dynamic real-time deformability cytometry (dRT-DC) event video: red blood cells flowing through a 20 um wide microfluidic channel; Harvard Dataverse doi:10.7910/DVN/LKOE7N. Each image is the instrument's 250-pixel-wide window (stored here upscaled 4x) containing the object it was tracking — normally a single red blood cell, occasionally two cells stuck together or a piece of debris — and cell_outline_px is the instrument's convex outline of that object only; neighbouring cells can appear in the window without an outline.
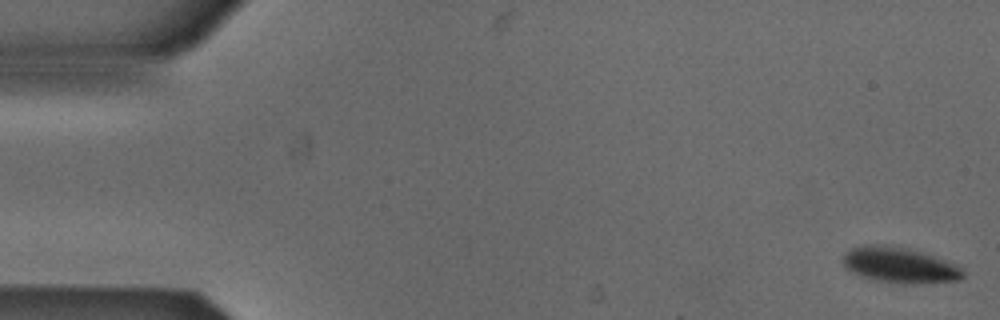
{"species": "Egyptian fruit bat (a non-hibernating species)", "species_latin": "Rousettus aegyptiacus", "temperature_condition": "cold", "stored_images_in_passage": 5, "camera_frame_rate_fps": 3000, "um_per_image_px": 0.085, "animal": {"sex": "male"}, "frame": {"image": 1, "passage_image": 1, "time_ms": 0.0, "image_size_px": [1000, 320], "cell_outline_px": [[964, 276], [960, 280], [912, 284], [900, 284], [876, 280], [852, 272], [844, 268], [844, 252], [852, 248], [864, 244], [888, 244], [908, 248], [956, 264], [964, 268]], "centroid_in_image_um": [76.47, 22.53], "position_along_channel_um": 8.5, "area_um2": 25.03}}
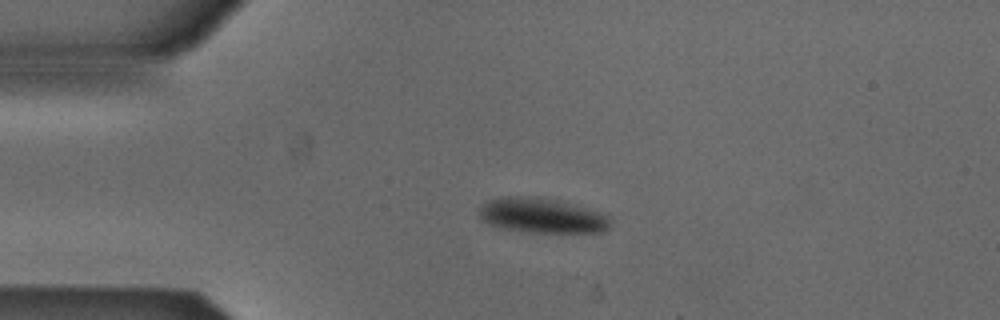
{"frame": {"image": 2, "passage_image": 4, "time_ms": 1.0, "image_size_px": [1000, 320], "cell_outline_px": [[608, 228], [604, 232], [520, 232], [496, 228], [480, 220], [480, 208], [488, 200], [508, 196], [512, 196], [556, 200], [600, 212], [608, 216]], "centroid_in_image_um": [45.99, 18.35], "position_along_channel_um": 39.0, "area_um2": 26.36}}